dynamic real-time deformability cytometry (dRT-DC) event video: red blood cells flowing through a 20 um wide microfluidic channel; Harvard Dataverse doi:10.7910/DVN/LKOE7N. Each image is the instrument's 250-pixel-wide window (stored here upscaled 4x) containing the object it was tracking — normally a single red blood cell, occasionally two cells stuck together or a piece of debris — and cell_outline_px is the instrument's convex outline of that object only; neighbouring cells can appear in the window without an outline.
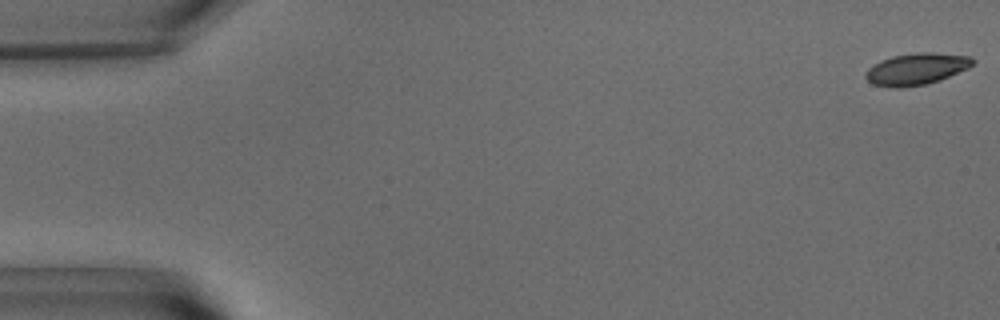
{"species": "common noctule bat (a hibernating species)", "species_latin": "Nyctalus noctula", "temperature_condition": "warm", "stored_images_in_passage": 11, "camera_frame_rate_fps": 3000, "um_per_image_px": 0.085, "animal": {"sex": "male", "body_mass_g": 15.6}, "frame": {"image": 1, "passage_image": 1, "time_ms": 0.0, "image_size_px": [1000, 320], "cell_outline_px": [[976, 60], [968, 68], [940, 80], [924, 84], [900, 88], [896, 88], [872, 84], [864, 76], [864, 72], [868, 68], [880, 60], [892, 56], [916, 52], [932, 52], [972, 56]], "centroid_in_image_um": [77.88, 5.85], "position_along_channel_um": 7.1, "area_um2": 19.88}}